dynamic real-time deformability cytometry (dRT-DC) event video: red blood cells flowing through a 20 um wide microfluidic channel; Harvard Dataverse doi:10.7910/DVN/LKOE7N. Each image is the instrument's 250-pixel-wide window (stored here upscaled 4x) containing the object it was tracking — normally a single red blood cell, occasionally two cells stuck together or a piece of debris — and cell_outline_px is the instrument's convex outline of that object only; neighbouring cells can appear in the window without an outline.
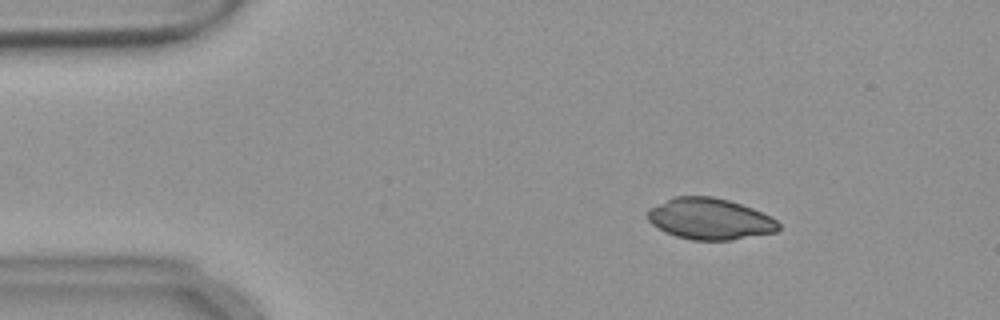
{"species": "common noctule bat (a hibernating species)", "species_latin": "Nyctalus noctula", "temperature_condition": "warm", "stored_images_in_passage": 54, "camera_frame_rate_fps": 3000, "um_per_image_px": 0.085, "animal": {"sex": "female", "body_mass_g": 18.4}, "frame": {"image": 1, "passage_image": 7, "time_ms": 2.0, "image_size_px": [1000, 320], "cell_outline_px": [[780, 228], [776, 232], [732, 240], [692, 240], [676, 236], [664, 232], [652, 224], [648, 220], [648, 208], [676, 196], [712, 196], [728, 200], [752, 208], [772, 216], [780, 224]], "centroid_in_image_um": [60.35, 18.61], "position_along_channel_um": 24.7, "area_um2": 31.56}}
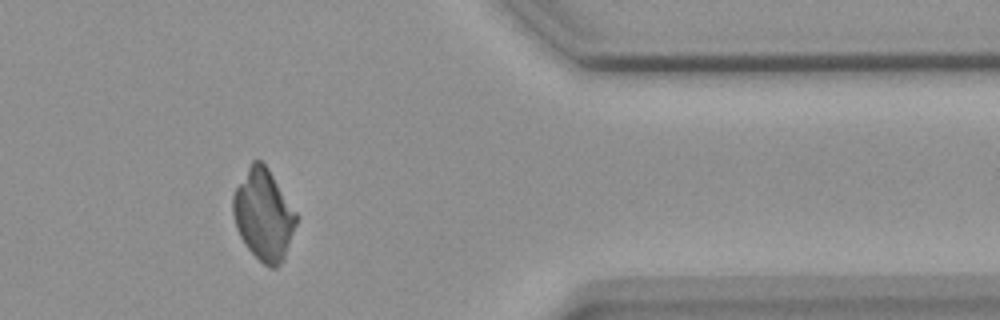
{"frame": {"image": 2, "passage_image": 44, "time_ms": 14.333, "image_size_px": [1000, 320], "cell_outline_px": [[300, 216], [284, 260], [276, 268], [268, 268], [244, 244], [236, 228], [232, 212], [232, 196], [236, 188], [252, 160], [260, 160], [268, 168]], "centroid_in_image_um": [22.43, 18.27], "position_along_channel_um": 389.0, "area_um2": 33.87}}
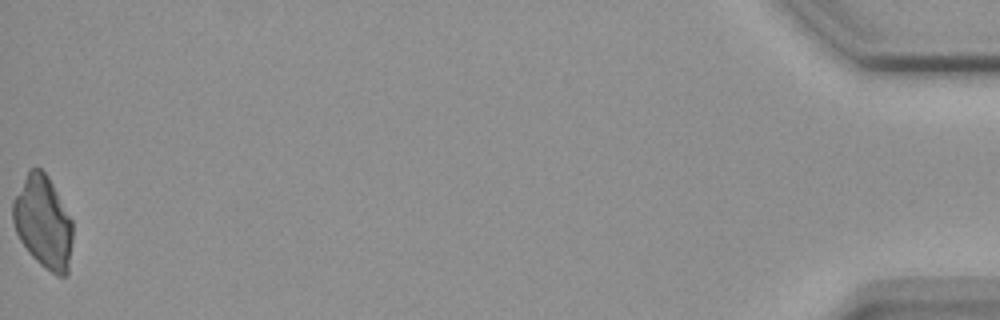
{"frame": {"image": 3, "passage_image": 54, "time_ms": 17.667, "image_size_px": [1000, 320], "cell_outline_px": [[72, 240], [68, 272], [64, 276], [56, 276], [40, 264], [28, 252], [20, 240], [16, 232], [12, 220], [12, 200], [28, 172], [32, 168], [40, 168], [48, 176], [72, 220]], "centroid_in_image_um": [3.66, 18.91], "position_along_channel_um": 431.5, "area_um2": 32.02}}